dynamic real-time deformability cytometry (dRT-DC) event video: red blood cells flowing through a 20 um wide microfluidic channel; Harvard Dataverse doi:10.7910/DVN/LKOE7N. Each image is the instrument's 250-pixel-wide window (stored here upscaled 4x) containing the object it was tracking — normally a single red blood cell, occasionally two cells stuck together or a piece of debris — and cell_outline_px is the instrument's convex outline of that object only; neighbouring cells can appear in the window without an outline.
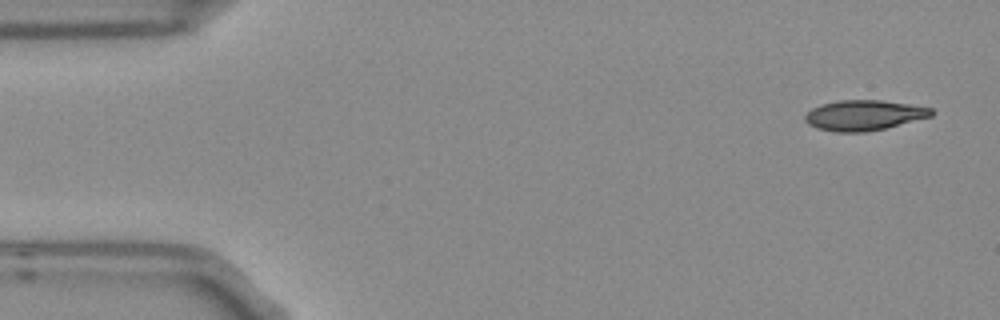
{"species": "Egyptian fruit bat (a non-hibernating species)", "species_latin": "Rousettus aegyptiacus", "temperature_condition": "room temperature", "stored_images_in_passage": 4, "camera_frame_rate_fps": 3000, "um_per_image_px": 0.085, "frame": {"image": 1, "passage_image": 1, "time_ms": 0.0, "image_size_px": [1000, 320], "cell_outline_px": [[936, 112], [932, 116], [884, 128], [864, 132], [836, 132], [816, 128], [808, 124], [804, 120], [804, 116], [812, 108], [820, 104], [840, 100], [880, 100], [908, 104], [932, 108]], "centroid_in_image_um": [73.41, 9.79], "position_along_channel_um": 11.6, "area_um2": 22.25}}